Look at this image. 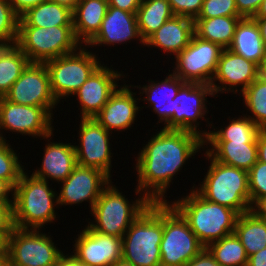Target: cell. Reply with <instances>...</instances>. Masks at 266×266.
<instances>
[{"label":"cell","mask_w":266,"mask_h":266,"mask_svg":"<svg viewBox=\"0 0 266 266\" xmlns=\"http://www.w3.org/2000/svg\"><path fill=\"white\" fill-rule=\"evenodd\" d=\"M251 211L259 218L266 220V195L260 197L252 206Z\"/></svg>","instance_id":"f907efd6"},{"label":"cell","mask_w":266,"mask_h":266,"mask_svg":"<svg viewBox=\"0 0 266 266\" xmlns=\"http://www.w3.org/2000/svg\"><path fill=\"white\" fill-rule=\"evenodd\" d=\"M107 64H101L77 90L73 96H77L81 118H94L108 102L110 95L118 88L119 80H124L125 74ZM112 67V69H111ZM124 76V77H123ZM118 81V82H117Z\"/></svg>","instance_id":"e0dca14e"},{"label":"cell","mask_w":266,"mask_h":266,"mask_svg":"<svg viewBox=\"0 0 266 266\" xmlns=\"http://www.w3.org/2000/svg\"><path fill=\"white\" fill-rule=\"evenodd\" d=\"M251 206L266 195V163L257 161L248 171Z\"/></svg>","instance_id":"f35d334b"},{"label":"cell","mask_w":266,"mask_h":266,"mask_svg":"<svg viewBox=\"0 0 266 266\" xmlns=\"http://www.w3.org/2000/svg\"><path fill=\"white\" fill-rule=\"evenodd\" d=\"M7 240L0 235V263L6 260Z\"/></svg>","instance_id":"f5cc1de1"},{"label":"cell","mask_w":266,"mask_h":266,"mask_svg":"<svg viewBox=\"0 0 266 266\" xmlns=\"http://www.w3.org/2000/svg\"><path fill=\"white\" fill-rule=\"evenodd\" d=\"M3 98H4V96L0 94V107H1V102H2Z\"/></svg>","instance_id":"94428289"},{"label":"cell","mask_w":266,"mask_h":266,"mask_svg":"<svg viewBox=\"0 0 266 266\" xmlns=\"http://www.w3.org/2000/svg\"><path fill=\"white\" fill-rule=\"evenodd\" d=\"M144 145L135 159V194L144 195L150 202H170L165 199L170 183L188 159L199 150L201 153L203 138L190 131L161 128Z\"/></svg>","instance_id":"6da1fadb"},{"label":"cell","mask_w":266,"mask_h":266,"mask_svg":"<svg viewBox=\"0 0 266 266\" xmlns=\"http://www.w3.org/2000/svg\"><path fill=\"white\" fill-rule=\"evenodd\" d=\"M132 84L119 85L110 95L108 102L101 111L94 117L107 131L113 134V131L125 132L131 129L134 121L137 120L138 111L144 108L138 105L139 98L137 93L132 91ZM138 100V101H137Z\"/></svg>","instance_id":"ffe728a7"},{"label":"cell","mask_w":266,"mask_h":266,"mask_svg":"<svg viewBox=\"0 0 266 266\" xmlns=\"http://www.w3.org/2000/svg\"><path fill=\"white\" fill-rule=\"evenodd\" d=\"M163 202L150 205L122 237V259L134 266H161Z\"/></svg>","instance_id":"277c9868"},{"label":"cell","mask_w":266,"mask_h":266,"mask_svg":"<svg viewBox=\"0 0 266 266\" xmlns=\"http://www.w3.org/2000/svg\"><path fill=\"white\" fill-rule=\"evenodd\" d=\"M208 96L214 97L210 85L186 82L173 99L174 114L172 118L161 128L190 131L204 139L209 131L200 130L199 124L201 125V123L199 120L206 122L209 120V117L207 120L205 117L208 114L206 105Z\"/></svg>","instance_id":"7c38bea8"},{"label":"cell","mask_w":266,"mask_h":266,"mask_svg":"<svg viewBox=\"0 0 266 266\" xmlns=\"http://www.w3.org/2000/svg\"><path fill=\"white\" fill-rule=\"evenodd\" d=\"M223 48L195 34L190 43L178 53L172 73L184 82L210 85Z\"/></svg>","instance_id":"8fae6325"},{"label":"cell","mask_w":266,"mask_h":266,"mask_svg":"<svg viewBox=\"0 0 266 266\" xmlns=\"http://www.w3.org/2000/svg\"><path fill=\"white\" fill-rule=\"evenodd\" d=\"M18 26H73V10L48 0L22 14Z\"/></svg>","instance_id":"83f0119b"},{"label":"cell","mask_w":266,"mask_h":266,"mask_svg":"<svg viewBox=\"0 0 266 266\" xmlns=\"http://www.w3.org/2000/svg\"><path fill=\"white\" fill-rule=\"evenodd\" d=\"M112 183L114 182L111 181L100 194L90 212L94 219L90 220L92 222L87 220V225L93 231L122 238L151 202L144 195L129 202Z\"/></svg>","instance_id":"8992f818"},{"label":"cell","mask_w":266,"mask_h":266,"mask_svg":"<svg viewBox=\"0 0 266 266\" xmlns=\"http://www.w3.org/2000/svg\"><path fill=\"white\" fill-rule=\"evenodd\" d=\"M53 118L43 107L19 105L3 98L0 107V132L4 140L7 139L3 136L4 131H10L48 142L54 136Z\"/></svg>","instance_id":"4fadbf2b"},{"label":"cell","mask_w":266,"mask_h":266,"mask_svg":"<svg viewBox=\"0 0 266 266\" xmlns=\"http://www.w3.org/2000/svg\"><path fill=\"white\" fill-rule=\"evenodd\" d=\"M206 248L221 266H247L248 255L235 233L209 243Z\"/></svg>","instance_id":"836d02e7"},{"label":"cell","mask_w":266,"mask_h":266,"mask_svg":"<svg viewBox=\"0 0 266 266\" xmlns=\"http://www.w3.org/2000/svg\"><path fill=\"white\" fill-rule=\"evenodd\" d=\"M4 98L19 105L43 107L52 117L53 109L58 105L51 92L45 63H30Z\"/></svg>","instance_id":"9a60e30c"},{"label":"cell","mask_w":266,"mask_h":266,"mask_svg":"<svg viewBox=\"0 0 266 266\" xmlns=\"http://www.w3.org/2000/svg\"><path fill=\"white\" fill-rule=\"evenodd\" d=\"M51 2H55L64 6H67L71 10H74L79 0H49Z\"/></svg>","instance_id":"db71d44e"},{"label":"cell","mask_w":266,"mask_h":266,"mask_svg":"<svg viewBox=\"0 0 266 266\" xmlns=\"http://www.w3.org/2000/svg\"><path fill=\"white\" fill-rule=\"evenodd\" d=\"M49 181L22 172L13 193L14 225L20 229L43 230L45 224L55 222L58 192L49 187Z\"/></svg>","instance_id":"7a4b0ae2"},{"label":"cell","mask_w":266,"mask_h":266,"mask_svg":"<svg viewBox=\"0 0 266 266\" xmlns=\"http://www.w3.org/2000/svg\"><path fill=\"white\" fill-rule=\"evenodd\" d=\"M173 16L168 0H142L136 11V19L143 41L145 42Z\"/></svg>","instance_id":"f546056e"},{"label":"cell","mask_w":266,"mask_h":266,"mask_svg":"<svg viewBox=\"0 0 266 266\" xmlns=\"http://www.w3.org/2000/svg\"><path fill=\"white\" fill-rule=\"evenodd\" d=\"M258 77L266 82V58L259 65Z\"/></svg>","instance_id":"11a10c76"},{"label":"cell","mask_w":266,"mask_h":266,"mask_svg":"<svg viewBox=\"0 0 266 266\" xmlns=\"http://www.w3.org/2000/svg\"><path fill=\"white\" fill-rule=\"evenodd\" d=\"M41 231L15 227L7 239L6 259L15 266H54L63 252Z\"/></svg>","instance_id":"30bf717a"},{"label":"cell","mask_w":266,"mask_h":266,"mask_svg":"<svg viewBox=\"0 0 266 266\" xmlns=\"http://www.w3.org/2000/svg\"><path fill=\"white\" fill-rule=\"evenodd\" d=\"M30 63V60L16 44L0 45L1 95L5 96Z\"/></svg>","instance_id":"d6a6232c"},{"label":"cell","mask_w":266,"mask_h":266,"mask_svg":"<svg viewBox=\"0 0 266 266\" xmlns=\"http://www.w3.org/2000/svg\"><path fill=\"white\" fill-rule=\"evenodd\" d=\"M0 266H15L13 264H11L7 259L3 262L0 263Z\"/></svg>","instance_id":"680465c9"},{"label":"cell","mask_w":266,"mask_h":266,"mask_svg":"<svg viewBox=\"0 0 266 266\" xmlns=\"http://www.w3.org/2000/svg\"><path fill=\"white\" fill-rule=\"evenodd\" d=\"M19 16L8 0H0V45L15 44L18 35Z\"/></svg>","instance_id":"8d00e7d4"},{"label":"cell","mask_w":266,"mask_h":266,"mask_svg":"<svg viewBox=\"0 0 266 266\" xmlns=\"http://www.w3.org/2000/svg\"><path fill=\"white\" fill-rule=\"evenodd\" d=\"M194 34L193 19L174 15L145 41V47H157L174 58L190 43Z\"/></svg>","instance_id":"603a6c76"},{"label":"cell","mask_w":266,"mask_h":266,"mask_svg":"<svg viewBox=\"0 0 266 266\" xmlns=\"http://www.w3.org/2000/svg\"><path fill=\"white\" fill-rule=\"evenodd\" d=\"M210 165L200 187L194 189L206 200L235 210L239 215L251 211L248 172L214 160L206 151Z\"/></svg>","instance_id":"5b68a950"},{"label":"cell","mask_w":266,"mask_h":266,"mask_svg":"<svg viewBox=\"0 0 266 266\" xmlns=\"http://www.w3.org/2000/svg\"><path fill=\"white\" fill-rule=\"evenodd\" d=\"M206 152L216 161L249 171L258 161L257 142L203 141ZM209 145V149H208ZM212 146V147H211Z\"/></svg>","instance_id":"d4e9b609"},{"label":"cell","mask_w":266,"mask_h":266,"mask_svg":"<svg viewBox=\"0 0 266 266\" xmlns=\"http://www.w3.org/2000/svg\"><path fill=\"white\" fill-rule=\"evenodd\" d=\"M254 20L259 26L261 37L264 42V46L266 48V18H254Z\"/></svg>","instance_id":"816d5d0a"},{"label":"cell","mask_w":266,"mask_h":266,"mask_svg":"<svg viewBox=\"0 0 266 266\" xmlns=\"http://www.w3.org/2000/svg\"><path fill=\"white\" fill-rule=\"evenodd\" d=\"M43 152L40 168L32 172V175L40 179L54 180L60 184L59 182L65 180L77 165L74 144L67 141L48 142Z\"/></svg>","instance_id":"cb8c5ba5"},{"label":"cell","mask_w":266,"mask_h":266,"mask_svg":"<svg viewBox=\"0 0 266 266\" xmlns=\"http://www.w3.org/2000/svg\"><path fill=\"white\" fill-rule=\"evenodd\" d=\"M243 103L249 117L261 130H266V82L259 77L242 93Z\"/></svg>","instance_id":"e575fe53"},{"label":"cell","mask_w":266,"mask_h":266,"mask_svg":"<svg viewBox=\"0 0 266 266\" xmlns=\"http://www.w3.org/2000/svg\"><path fill=\"white\" fill-rule=\"evenodd\" d=\"M15 44L31 63H45L75 52L82 45L75 37L73 26H18Z\"/></svg>","instance_id":"52a82bcc"},{"label":"cell","mask_w":266,"mask_h":266,"mask_svg":"<svg viewBox=\"0 0 266 266\" xmlns=\"http://www.w3.org/2000/svg\"><path fill=\"white\" fill-rule=\"evenodd\" d=\"M170 202L186 219L190 229L206 247L209 243L234 233L239 214L226 206L210 202L195 189Z\"/></svg>","instance_id":"3957f363"},{"label":"cell","mask_w":266,"mask_h":266,"mask_svg":"<svg viewBox=\"0 0 266 266\" xmlns=\"http://www.w3.org/2000/svg\"><path fill=\"white\" fill-rule=\"evenodd\" d=\"M204 248L181 213L170 202H163L161 266H184Z\"/></svg>","instance_id":"9c48e42d"},{"label":"cell","mask_w":266,"mask_h":266,"mask_svg":"<svg viewBox=\"0 0 266 266\" xmlns=\"http://www.w3.org/2000/svg\"><path fill=\"white\" fill-rule=\"evenodd\" d=\"M238 13L244 18H253L258 12L263 0H235Z\"/></svg>","instance_id":"b9f144b4"},{"label":"cell","mask_w":266,"mask_h":266,"mask_svg":"<svg viewBox=\"0 0 266 266\" xmlns=\"http://www.w3.org/2000/svg\"><path fill=\"white\" fill-rule=\"evenodd\" d=\"M147 82L148 83L142 85V87L140 85H133L132 87L137 89L139 88L140 97L145 94V96L141 97L139 100L144 101L146 104L148 103L145 108H150L154 111L155 115L157 114V117H159L156 124L162 123L164 126L174 114L173 99L177 96L179 89L186 82L182 81L172 72L170 74L168 72V75L164 80L159 82L155 80H148Z\"/></svg>","instance_id":"7402d4cb"},{"label":"cell","mask_w":266,"mask_h":266,"mask_svg":"<svg viewBox=\"0 0 266 266\" xmlns=\"http://www.w3.org/2000/svg\"><path fill=\"white\" fill-rule=\"evenodd\" d=\"M175 16H184L195 20L201 12L204 0H168Z\"/></svg>","instance_id":"ab89813d"},{"label":"cell","mask_w":266,"mask_h":266,"mask_svg":"<svg viewBox=\"0 0 266 266\" xmlns=\"http://www.w3.org/2000/svg\"><path fill=\"white\" fill-rule=\"evenodd\" d=\"M131 40H138L142 46H145V42L139 33L136 13L108 6L100 30L86 44V47L127 45V42L130 43Z\"/></svg>","instance_id":"44dd1931"},{"label":"cell","mask_w":266,"mask_h":266,"mask_svg":"<svg viewBox=\"0 0 266 266\" xmlns=\"http://www.w3.org/2000/svg\"><path fill=\"white\" fill-rule=\"evenodd\" d=\"M66 254V255H65ZM54 266H88L87 264H84L80 262L73 253L67 254L63 253L58 259Z\"/></svg>","instance_id":"7dc6e473"},{"label":"cell","mask_w":266,"mask_h":266,"mask_svg":"<svg viewBox=\"0 0 266 266\" xmlns=\"http://www.w3.org/2000/svg\"><path fill=\"white\" fill-rule=\"evenodd\" d=\"M253 18H266V0H263L258 12Z\"/></svg>","instance_id":"9f6ffc18"},{"label":"cell","mask_w":266,"mask_h":266,"mask_svg":"<svg viewBox=\"0 0 266 266\" xmlns=\"http://www.w3.org/2000/svg\"><path fill=\"white\" fill-rule=\"evenodd\" d=\"M247 266H266V247L250 255Z\"/></svg>","instance_id":"681fc988"},{"label":"cell","mask_w":266,"mask_h":266,"mask_svg":"<svg viewBox=\"0 0 266 266\" xmlns=\"http://www.w3.org/2000/svg\"><path fill=\"white\" fill-rule=\"evenodd\" d=\"M14 12L20 17L28 9L48 0H8Z\"/></svg>","instance_id":"ee69618b"},{"label":"cell","mask_w":266,"mask_h":266,"mask_svg":"<svg viewBox=\"0 0 266 266\" xmlns=\"http://www.w3.org/2000/svg\"><path fill=\"white\" fill-rule=\"evenodd\" d=\"M258 70L259 66L256 63L233 53L229 49H223L210 83L214 96L216 97L219 93L230 92L233 94L240 92L241 95L258 78Z\"/></svg>","instance_id":"ac0fdd59"},{"label":"cell","mask_w":266,"mask_h":266,"mask_svg":"<svg viewBox=\"0 0 266 266\" xmlns=\"http://www.w3.org/2000/svg\"><path fill=\"white\" fill-rule=\"evenodd\" d=\"M184 266H221L205 247L198 255L192 258Z\"/></svg>","instance_id":"7bdbcfd3"},{"label":"cell","mask_w":266,"mask_h":266,"mask_svg":"<svg viewBox=\"0 0 266 266\" xmlns=\"http://www.w3.org/2000/svg\"><path fill=\"white\" fill-rule=\"evenodd\" d=\"M111 181L112 179L103 171L77 164L72 173L60 182L62 187L57 194L58 204L61 207H70L86 201L89 202L91 212L100 194Z\"/></svg>","instance_id":"2e32d148"},{"label":"cell","mask_w":266,"mask_h":266,"mask_svg":"<svg viewBox=\"0 0 266 266\" xmlns=\"http://www.w3.org/2000/svg\"><path fill=\"white\" fill-rule=\"evenodd\" d=\"M108 0H79L73 10V30L84 46L100 30L108 9Z\"/></svg>","instance_id":"4316f807"},{"label":"cell","mask_w":266,"mask_h":266,"mask_svg":"<svg viewBox=\"0 0 266 266\" xmlns=\"http://www.w3.org/2000/svg\"><path fill=\"white\" fill-rule=\"evenodd\" d=\"M233 53L256 63L258 66L266 58V48L261 32L254 18L244 17L239 20L231 45Z\"/></svg>","instance_id":"484cf974"},{"label":"cell","mask_w":266,"mask_h":266,"mask_svg":"<svg viewBox=\"0 0 266 266\" xmlns=\"http://www.w3.org/2000/svg\"><path fill=\"white\" fill-rule=\"evenodd\" d=\"M221 16H241L235 0H204L200 14L196 19Z\"/></svg>","instance_id":"74e56055"},{"label":"cell","mask_w":266,"mask_h":266,"mask_svg":"<svg viewBox=\"0 0 266 266\" xmlns=\"http://www.w3.org/2000/svg\"><path fill=\"white\" fill-rule=\"evenodd\" d=\"M112 266H134L132 263H129L123 259L118 260Z\"/></svg>","instance_id":"6f0895ef"},{"label":"cell","mask_w":266,"mask_h":266,"mask_svg":"<svg viewBox=\"0 0 266 266\" xmlns=\"http://www.w3.org/2000/svg\"><path fill=\"white\" fill-rule=\"evenodd\" d=\"M248 257L266 247V220L252 211L240 214L234 230Z\"/></svg>","instance_id":"4dcf8cb0"},{"label":"cell","mask_w":266,"mask_h":266,"mask_svg":"<svg viewBox=\"0 0 266 266\" xmlns=\"http://www.w3.org/2000/svg\"><path fill=\"white\" fill-rule=\"evenodd\" d=\"M15 151L7 140L0 144V179L7 181L13 188L25 170Z\"/></svg>","instance_id":"d590c367"},{"label":"cell","mask_w":266,"mask_h":266,"mask_svg":"<svg viewBox=\"0 0 266 266\" xmlns=\"http://www.w3.org/2000/svg\"><path fill=\"white\" fill-rule=\"evenodd\" d=\"M80 230L72 247L73 255L88 266H112L122 259V238L93 231L88 225Z\"/></svg>","instance_id":"d6986e66"},{"label":"cell","mask_w":266,"mask_h":266,"mask_svg":"<svg viewBox=\"0 0 266 266\" xmlns=\"http://www.w3.org/2000/svg\"><path fill=\"white\" fill-rule=\"evenodd\" d=\"M77 132L79 144L73 143L76 162L80 166L96 168L106 173L110 178L112 166L111 143L113 136L95 118H80ZM112 154V156H111Z\"/></svg>","instance_id":"5bb4252c"},{"label":"cell","mask_w":266,"mask_h":266,"mask_svg":"<svg viewBox=\"0 0 266 266\" xmlns=\"http://www.w3.org/2000/svg\"><path fill=\"white\" fill-rule=\"evenodd\" d=\"M81 45L75 52L45 62L50 88L58 103L73 97L91 74L102 64L92 51Z\"/></svg>","instance_id":"ba28073f"},{"label":"cell","mask_w":266,"mask_h":266,"mask_svg":"<svg viewBox=\"0 0 266 266\" xmlns=\"http://www.w3.org/2000/svg\"><path fill=\"white\" fill-rule=\"evenodd\" d=\"M230 118L228 125L215 129L212 122L208 121L209 134L203 141H233V142H257V135L261 130L249 117L243 114L240 117ZM213 126V127H212ZM213 128V131H211ZM216 130V131H215Z\"/></svg>","instance_id":"1f68e13d"},{"label":"cell","mask_w":266,"mask_h":266,"mask_svg":"<svg viewBox=\"0 0 266 266\" xmlns=\"http://www.w3.org/2000/svg\"><path fill=\"white\" fill-rule=\"evenodd\" d=\"M13 193L14 188L7 181L0 179V202H13Z\"/></svg>","instance_id":"c3c4849f"},{"label":"cell","mask_w":266,"mask_h":266,"mask_svg":"<svg viewBox=\"0 0 266 266\" xmlns=\"http://www.w3.org/2000/svg\"><path fill=\"white\" fill-rule=\"evenodd\" d=\"M258 161L266 163V130H260L257 135Z\"/></svg>","instance_id":"bcb514c9"},{"label":"cell","mask_w":266,"mask_h":266,"mask_svg":"<svg viewBox=\"0 0 266 266\" xmlns=\"http://www.w3.org/2000/svg\"><path fill=\"white\" fill-rule=\"evenodd\" d=\"M14 228L13 202H0V235L7 240Z\"/></svg>","instance_id":"60d3db41"},{"label":"cell","mask_w":266,"mask_h":266,"mask_svg":"<svg viewBox=\"0 0 266 266\" xmlns=\"http://www.w3.org/2000/svg\"><path fill=\"white\" fill-rule=\"evenodd\" d=\"M4 141L2 135H1V132H0V144Z\"/></svg>","instance_id":"91938a15"},{"label":"cell","mask_w":266,"mask_h":266,"mask_svg":"<svg viewBox=\"0 0 266 266\" xmlns=\"http://www.w3.org/2000/svg\"><path fill=\"white\" fill-rule=\"evenodd\" d=\"M242 16H221L194 20V32L202 40L219 44L223 49L231 45L235 28Z\"/></svg>","instance_id":"f1b7e54d"},{"label":"cell","mask_w":266,"mask_h":266,"mask_svg":"<svg viewBox=\"0 0 266 266\" xmlns=\"http://www.w3.org/2000/svg\"><path fill=\"white\" fill-rule=\"evenodd\" d=\"M142 0H108L109 6L126 12L136 13Z\"/></svg>","instance_id":"f6af8a7d"}]
</instances>
